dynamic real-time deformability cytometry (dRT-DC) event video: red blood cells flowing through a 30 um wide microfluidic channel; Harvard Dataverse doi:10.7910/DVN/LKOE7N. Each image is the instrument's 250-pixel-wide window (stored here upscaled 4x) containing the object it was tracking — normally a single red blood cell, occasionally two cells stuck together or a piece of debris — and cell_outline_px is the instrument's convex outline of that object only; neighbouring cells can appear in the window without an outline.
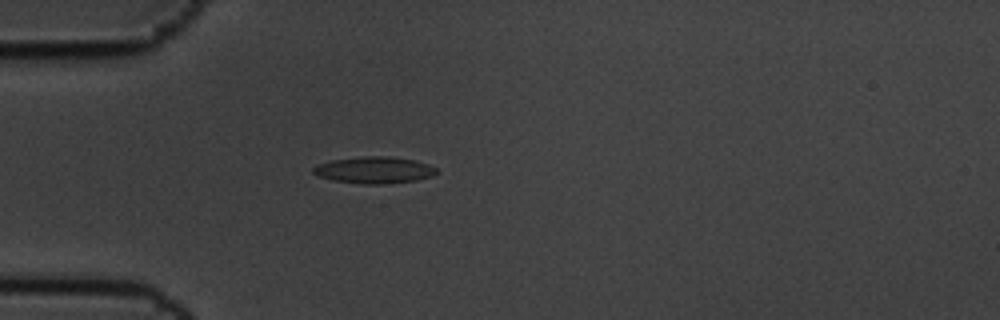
{"species": "common noctule bat (a hibernating species)", "species_latin": "Nyctalus noctula", "temperature_condition": "cold", "stored_images_in_passage": 5, "camera_frame_rate_fps": 3000, "um_per_image_px": 0.085, "animal": {"sex": "male", "body_mass_g": 19.5, "forearm_length_mm": 54.6}, "frame": {"image": 1, "passage_image": 4, "time_ms": 1.0, "image_size_px": [1000, 320], "cell_outline_px": [[440, 172], [432, 176], [416, 180], [380, 184], [360, 184], [336, 180], [320, 176], [312, 172], [312, 168], [316, 164], [332, 160], [360, 156], [388, 156], [416, 160], [428, 164], [436, 168]], "centroid_in_image_um": [31.83, 14.44], "position_along_channel_um": 53.2, "area_um2": 19.19}}